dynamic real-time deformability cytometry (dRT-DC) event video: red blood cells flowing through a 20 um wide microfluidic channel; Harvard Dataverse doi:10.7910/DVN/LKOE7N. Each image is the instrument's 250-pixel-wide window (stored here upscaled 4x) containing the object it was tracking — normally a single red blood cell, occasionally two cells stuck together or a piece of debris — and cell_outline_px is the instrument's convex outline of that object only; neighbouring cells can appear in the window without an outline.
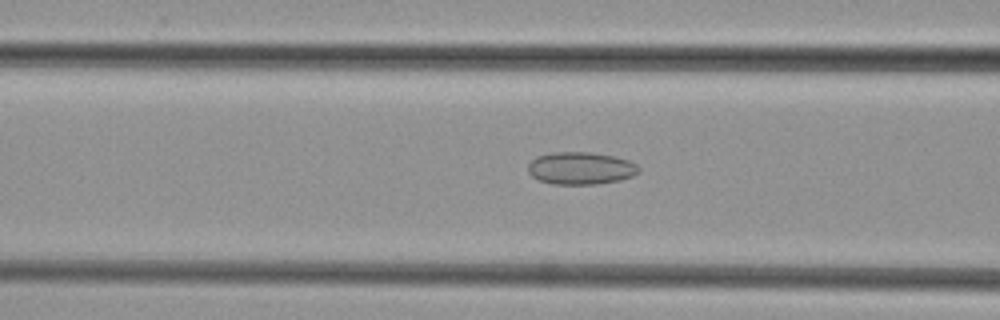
{"species": "common noctule bat (a hibernating species)", "species_latin": "Nyctalus noctula", "temperature_condition": "cold", "stored_images_in_passage": 32, "camera_frame_rate_fps": 3000, "um_per_image_px": 0.085, "animal": {"sex": "female", "body_mass_g": 29.2, "forearm_length_mm": 56.3}, "frame": {"image": 1, "passage_image": 10, "time_ms": 3.0, "image_size_px": [1000, 320], "cell_outline_px": [[640, 172], [632, 176], [620, 180], [596, 184], [552, 184], [540, 180], [532, 176], [528, 172], [528, 164], [536, 156], [552, 152], [592, 152], [616, 156], [628, 160], [636, 164], [640, 168]], "centroid_in_image_um": [49.37, 14.29], "position_along_channel_um": 117.2, "area_um2": 21.1}}
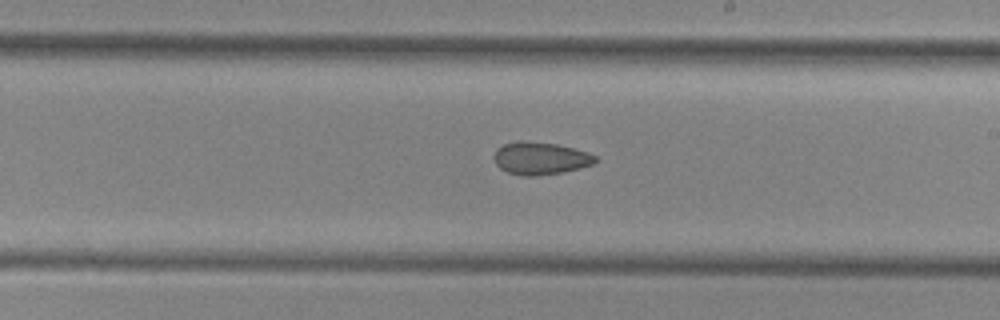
{"frame": {"image": 2, "passage_image": 19, "time_ms": 6.0, "image_size_px": [1000, 320], "cell_outline_px": [[600, 160], [592, 164], [580, 168], [560, 172], [536, 176], [520, 176], [508, 172], [500, 168], [496, 164], [492, 156], [496, 148], [504, 144], [520, 140], [524, 140], [556, 144], [588, 152], [596, 156]], "centroid_in_image_um": [45.9, 13.45], "position_along_channel_um": 243.1, "area_um2": 19.36}}
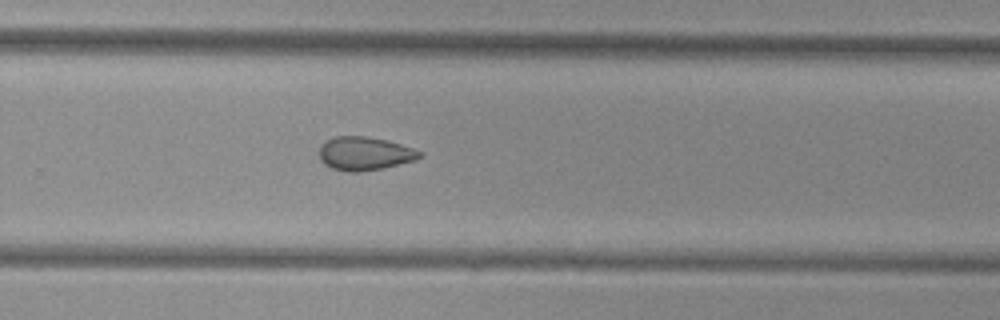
{"frame": {"image": 3, "passage_image": 23, "time_ms": 7.333, "image_size_px": [1000, 320], "cell_outline_px": [[420, 156], [416, 160], [384, 168], [360, 172], [348, 172], [332, 168], [324, 164], [320, 160], [320, 144], [336, 136], [364, 136], [388, 140], [412, 148], [420, 152]], "centroid_in_image_um": [30.97, 13.06], "position_along_channel_um": 298.8, "area_um2": 19.54}}